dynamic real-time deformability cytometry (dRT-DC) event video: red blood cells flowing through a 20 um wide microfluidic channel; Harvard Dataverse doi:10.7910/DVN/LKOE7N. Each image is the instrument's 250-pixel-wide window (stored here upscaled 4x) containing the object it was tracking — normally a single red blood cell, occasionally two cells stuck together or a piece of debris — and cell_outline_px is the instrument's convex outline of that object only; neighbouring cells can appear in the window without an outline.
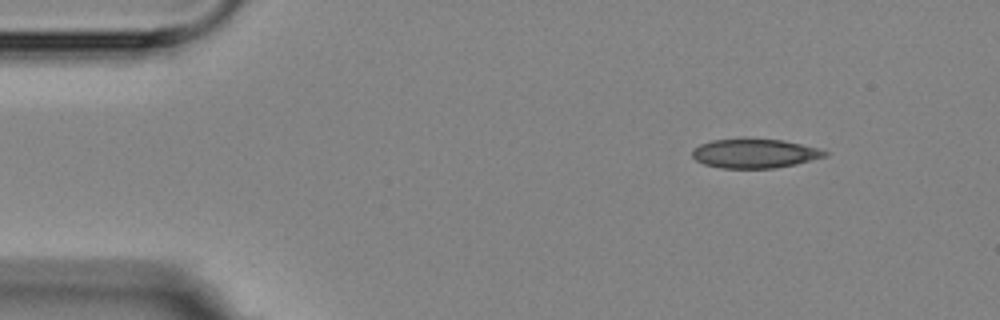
{"species": "Egyptian fruit bat (a non-hibernating species)", "species_latin": "Rousettus aegyptiacus", "temperature_condition": "room temperature", "stored_images_in_passage": 4, "camera_frame_rate_fps": 3000, "um_per_image_px": 0.085, "animal": {"sex": "female"}, "frame": {"image": 1, "passage_image": 1, "time_ms": 0.0, "image_size_px": [1000, 320], "cell_outline_px": [[828, 156], [796, 164], [776, 168], [720, 168], [704, 164], [696, 160], [692, 156], [692, 148], [700, 144], [712, 140], [784, 140], [816, 148], [828, 152]], "centroid_in_image_um": [64.13, 13.06], "position_along_channel_um": 20.9, "area_um2": 22.2}}